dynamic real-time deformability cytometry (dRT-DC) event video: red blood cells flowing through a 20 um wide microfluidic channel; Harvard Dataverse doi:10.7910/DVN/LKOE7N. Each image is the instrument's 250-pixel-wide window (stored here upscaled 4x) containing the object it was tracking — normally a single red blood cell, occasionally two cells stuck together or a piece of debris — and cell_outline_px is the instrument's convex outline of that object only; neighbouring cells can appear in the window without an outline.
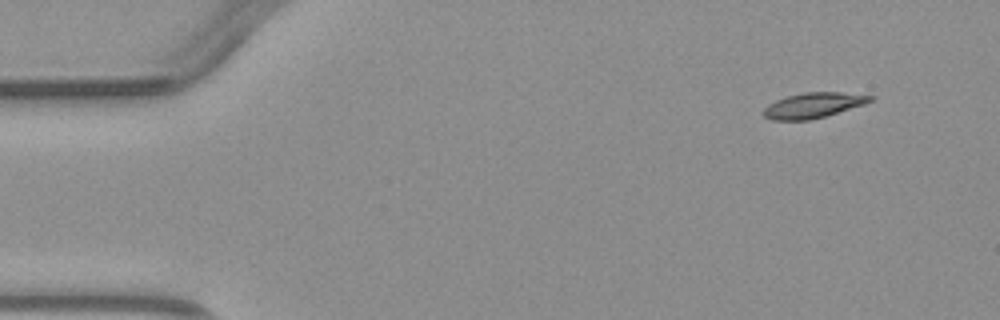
{"species": "common noctule bat (a hibernating species)", "species_latin": "Nyctalus noctula", "temperature_condition": "warm", "stored_images_in_passage": 3, "camera_frame_rate_fps": 3000, "um_per_image_px": 0.085, "animal": {"sex": "male", "body_mass_g": 23.1, "forearm_length_mm": 52.7}, "frame": {"image": 1, "passage_image": 1, "time_ms": 0.0, "image_size_px": [1000, 320], "cell_outline_px": [[876, 96], [872, 100], [864, 104], [824, 116], [808, 120], [772, 120], [764, 116], [760, 112], [768, 104], [784, 96], [804, 92], [840, 92]], "centroid_in_image_um": [69.07, 8.94], "position_along_channel_um": 15.9, "area_um2": 15.72}}
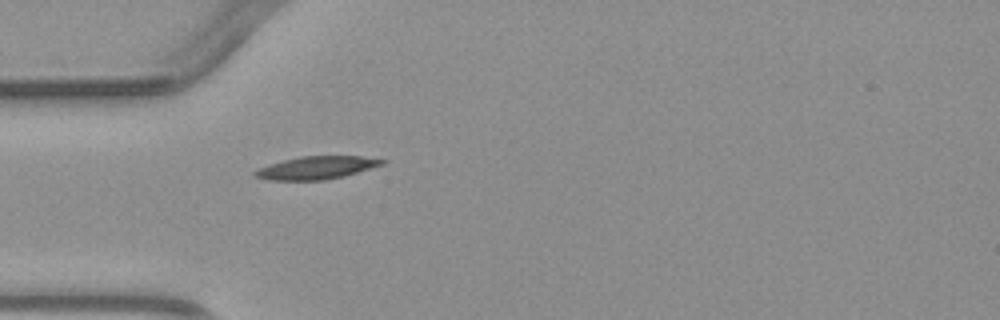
{"frame": {"image": 2, "passage_image": 3, "time_ms": 3.333, "image_size_px": [1000, 320], "cell_outline_px": [[388, 160], [384, 164], [372, 168], [344, 176], [324, 180], [268, 180], [256, 176], [252, 172], [260, 168], [284, 160], [300, 156], [360, 156]], "centroid_in_image_um": [26.95, 14.25], "position_along_channel_um": 58.0, "area_um2": 16.76}}